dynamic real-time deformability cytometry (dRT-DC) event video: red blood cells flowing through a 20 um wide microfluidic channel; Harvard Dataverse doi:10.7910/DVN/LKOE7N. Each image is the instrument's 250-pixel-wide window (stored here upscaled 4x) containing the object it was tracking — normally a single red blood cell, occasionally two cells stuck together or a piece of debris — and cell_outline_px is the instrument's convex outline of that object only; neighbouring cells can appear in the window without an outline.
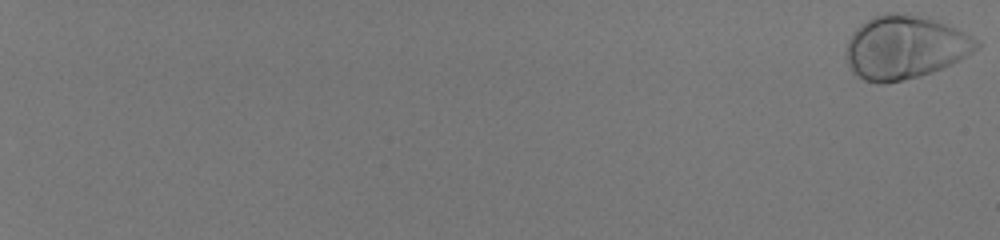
{"species": "human", "species_latin": "Homo sapiens", "temperature_condition": "room temperature", "stored_images_in_passage": 59, "camera_frame_rate_fps": 3000, "um_per_image_px": 0.085, "donor": {"sex": "male"}, "frame": {"image": 1, "passage_image": 1, "time_ms": 0.0, "image_size_px": [1000, 240], "cell_outline_px": [[980, 48], [960, 60], [932, 72], [920, 76], [904, 80], [884, 84], [880, 84], [864, 80], [852, 72], [848, 64], [848, 40], [852, 32], [860, 24], [876, 16], [888, 12], [896, 12], [916, 16], [932, 20], [956, 28], [980, 40]], "centroid_in_image_um": [76.93, 4.04], "position_along_channel_um": 8.1, "area_um2": 47.86}}
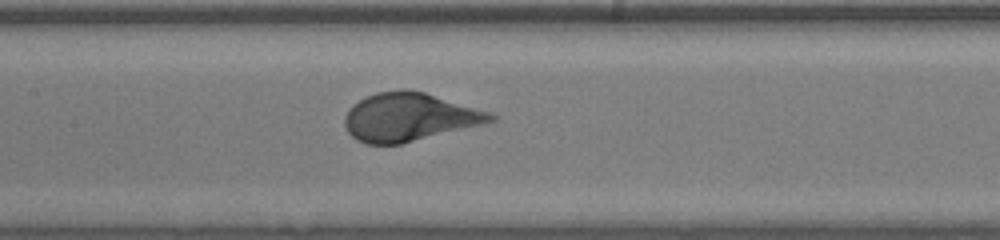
{"frame": {"image": 2, "passage_image": 36, "time_ms": 11.667, "image_size_px": [1000, 240], "cell_outline_px": [[500, 116], [496, 120], [400, 144], [364, 144], [356, 140], [348, 132], [344, 124], [344, 116], [348, 108], [352, 104], [376, 92], [424, 92], [492, 112]], "centroid_in_image_um": [34.77, 9.97], "position_along_channel_um": 172.6, "area_um2": 40.29}}
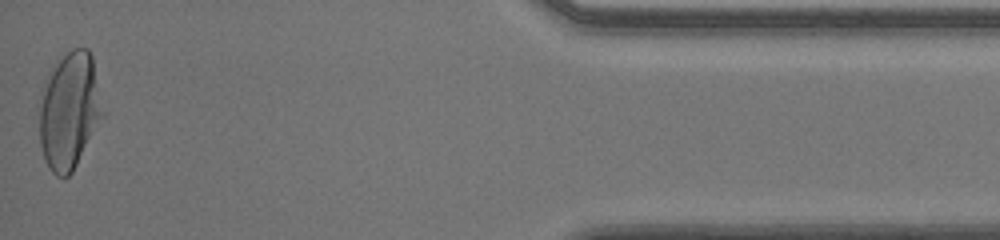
{"frame": {"image": 3, "passage_image": 59, "time_ms": 19.333, "image_size_px": [1000, 240], "cell_outline_px": [[104, 116], [72, 172], [68, 176], [56, 176], [48, 168], [44, 160], [40, 144], [40, 92], [52, 64], [56, 60], [72, 48], [88, 48], [92, 56], [104, 112]], "centroid_in_image_um": [5.88, 9.38], "position_along_channel_um": 429.3, "area_um2": 43.52}, "authors_computed_cell_mechanics": {"area_um2": 42.483, "velocity_mm_per_s": 3.9951, "shape_relaxation_time_tau1_ms": 2.1222, "shape_relaxation_time_tau2_ms": null, "deformation_change_tau1": 0.1704, "deformation_change_tau2": null}}